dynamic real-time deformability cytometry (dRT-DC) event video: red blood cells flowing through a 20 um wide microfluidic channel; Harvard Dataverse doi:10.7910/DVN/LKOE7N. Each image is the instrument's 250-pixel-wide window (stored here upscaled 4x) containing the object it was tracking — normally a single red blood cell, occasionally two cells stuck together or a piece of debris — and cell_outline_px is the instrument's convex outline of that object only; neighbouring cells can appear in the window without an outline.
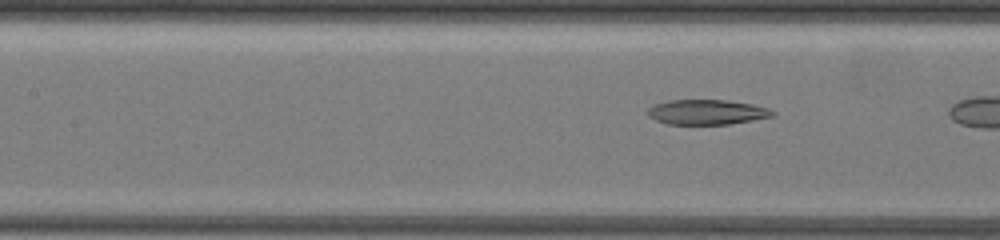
{"species": "common noctule bat (a hibernating species)", "species_latin": "Nyctalus noctula", "temperature_condition": "warm", "stored_images_in_passage": 11, "camera_frame_rate_fps": 3000, "um_per_image_px": 0.085, "animal": {"sex": "female", "body_mass_g": 19.5, "forearm_length_mm": 54.1}, "frame": {"image": 1, "passage_image": 8, "time_ms": 2.333, "image_size_px": [1000, 240], "cell_outline_px": [[776, 116], [728, 124], [664, 124], [648, 116], [648, 108], [656, 104], [668, 100], [728, 100], [752, 104], [768, 108], [776, 112]], "centroid_in_image_um": [60.1, 9.53], "position_along_channel_um": 147.3, "area_um2": 18.21}}